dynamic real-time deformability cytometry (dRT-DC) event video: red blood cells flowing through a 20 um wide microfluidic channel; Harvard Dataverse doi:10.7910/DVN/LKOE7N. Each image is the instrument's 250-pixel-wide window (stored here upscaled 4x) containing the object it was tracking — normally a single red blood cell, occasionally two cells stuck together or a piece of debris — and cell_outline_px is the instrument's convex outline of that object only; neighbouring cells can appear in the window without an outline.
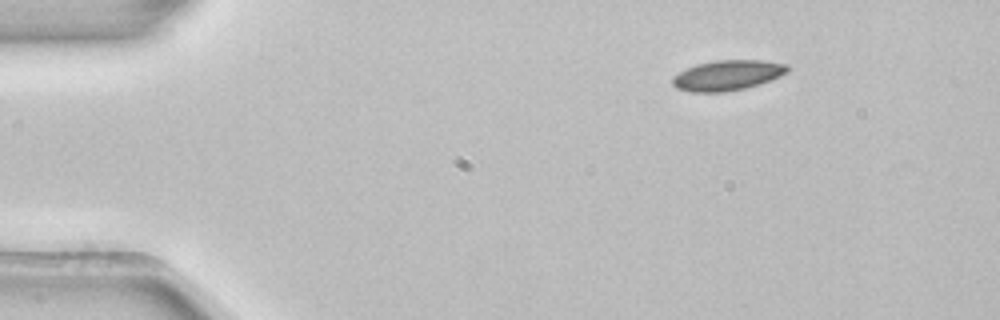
{"species": "common noctule bat (a hibernating species)", "species_latin": "Nyctalus noctula", "temperature_condition": "room temperature", "stored_images_in_passage": 3, "camera_frame_rate_fps": 3000, "um_per_image_px": 0.085, "animal": {"sex": "female", "body_mass_g": 22.7, "forearm_length_mm": 54.2}, "frame": {"image": 1, "passage_image": 1, "time_ms": 0.0, "image_size_px": [1000, 320], "cell_outline_px": [[788, 72], [780, 76], [760, 84], [744, 88], [724, 92], [692, 92], [676, 88], [672, 84], [672, 76], [696, 64], [716, 60], [764, 60], [788, 64]], "centroid_in_image_um": [61.84, 6.39], "position_along_channel_um": 23.2, "area_um2": 20.29}}
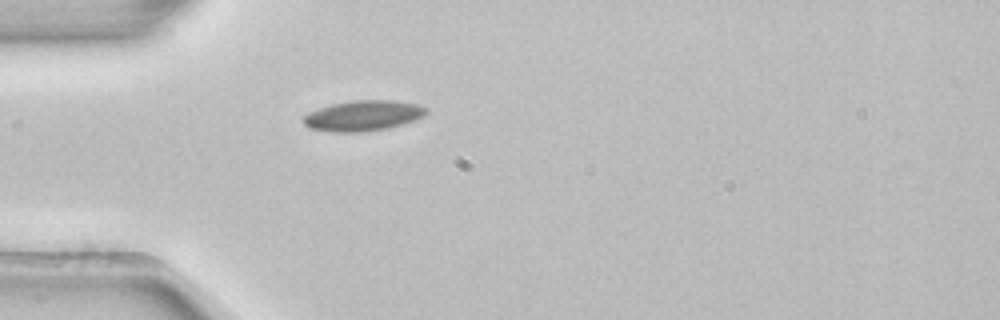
{"frame": {"image": 2, "passage_image": 3, "time_ms": 0.667, "image_size_px": [1000, 320], "cell_outline_px": [[428, 112], [424, 116], [416, 120], [404, 124], [388, 128], [360, 132], [332, 132], [308, 128], [304, 124], [304, 116], [308, 112], [332, 104], [352, 100], [396, 100], [416, 104], [428, 108]], "centroid_in_image_um": [30.89, 9.83], "position_along_channel_um": 54.1, "area_um2": 21.96}}